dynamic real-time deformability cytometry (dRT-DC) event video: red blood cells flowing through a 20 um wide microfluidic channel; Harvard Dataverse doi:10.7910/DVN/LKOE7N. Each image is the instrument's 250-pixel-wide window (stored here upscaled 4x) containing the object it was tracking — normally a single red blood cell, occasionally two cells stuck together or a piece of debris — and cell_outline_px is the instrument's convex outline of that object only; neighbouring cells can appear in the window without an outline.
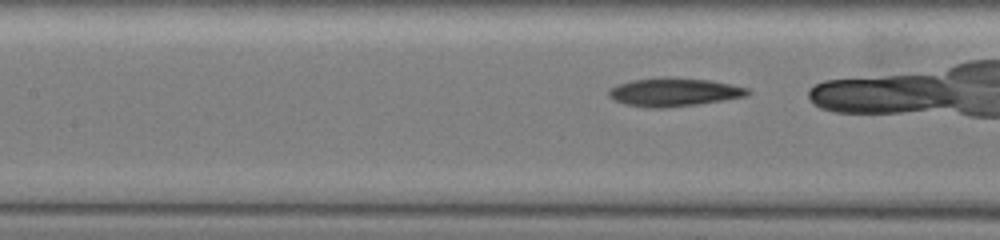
{"species": "common noctule bat (a hibernating species)", "species_latin": "Nyctalus noctula", "temperature_condition": "warm", "stored_images_in_passage": 29, "camera_frame_rate_fps": 3000, "um_per_image_px": 0.085, "animal": {"sex": "female", "body_mass_g": 19.5, "forearm_length_mm": 54.1}, "frame": {"image": 1, "passage_image": 7, "time_ms": 2.0, "image_size_px": [1000, 240], "cell_outline_px": [[748, 92], [744, 96], [696, 104], [660, 108], [648, 108], [624, 104], [608, 96], [608, 92], [612, 88], [620, 84], [632, 80], [708, 80], [748, 88]], "centroid_in_image_um": [57.24, 7.88], "position_along_channel_um": 150.2, "area_um2": 21.39}}
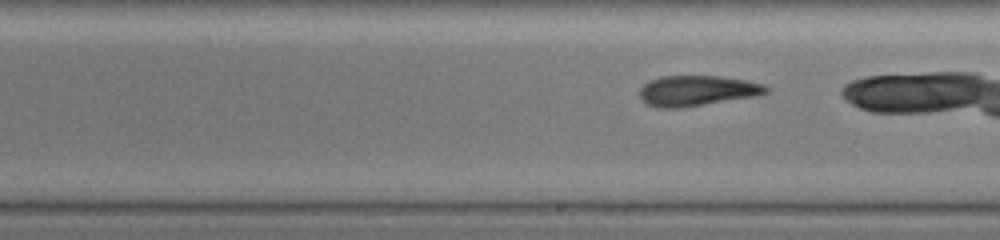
{"frame": {"image": 2, "passage_image": 14, "time_ms": 4.333, "image_size_px": [1000, 240], "cell_outline_px": [[768, 92], [760, 96], [680, 108], [660, 108], [648, 104], [640, 100], [640, 88], [648, 80], [660, 76], [716, 76], [744, 80], [764, 84], [768, 88]], "centroid_in_image_um": [59.25, 7.72], "position_along_channel_um": 229.8, "area_um2": 22.6}}
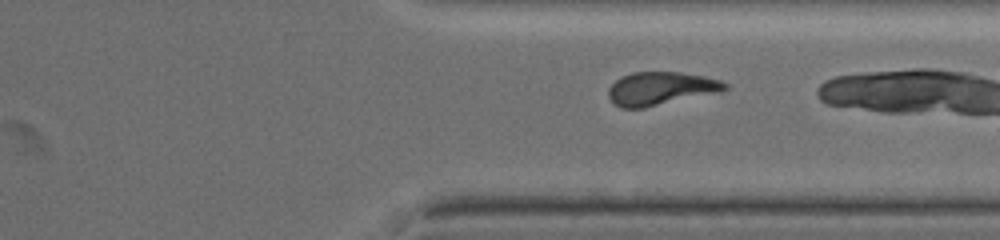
{"frame": {"image": 3, "passage_image": 25, "time_ms": 8.0, "image_size_px": [1000, 240], "cell_outline_px": [[728, 88], [720, 92], [644, 108], [620, 108], [608, 96], [608, 88], [620, 76], [632, 72], [680, 72], [704, 76], [720, 80], [728, 84]], "centroid_in_image_um": [56.16, 7.52], "position_along_channel_um": 355.2, "area_um2": 22.6}}